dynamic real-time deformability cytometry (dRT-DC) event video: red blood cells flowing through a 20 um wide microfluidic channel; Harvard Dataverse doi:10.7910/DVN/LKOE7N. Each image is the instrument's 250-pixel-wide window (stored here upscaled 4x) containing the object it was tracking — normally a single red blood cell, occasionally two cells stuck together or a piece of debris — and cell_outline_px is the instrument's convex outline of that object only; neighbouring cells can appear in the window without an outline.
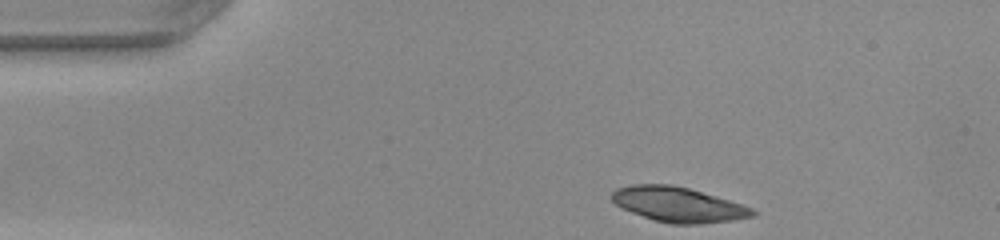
{"species": "common noctule bat (a hibernating species)", "species_latin": "Nyctalus noctula", "temperature_condition": "warm", "stored_images_in_passage": 33, "camera_frame_rate_fps": 3000, "um_per_image_px": 0.085, "animal": {"sex": "female", "body_mass_g": 22.0, "forearm_length_mm": 56.7}, "frame": {"image": 1, "passage_image": 1, "time_ms": 0.0, "image_size_px": [1000, 240], "cell_outline_px": [[756, 216], [732, 220], [700, 224], [668, 224], [652, 220], [632, 212], [616, 204], [612, 200], [612, 192], [616, 188], [632, 184], [672, 184], [688, 188], [716, 196], [752, 208], [756, 212]], "centroid_in_image_um": [57.63, 17.39], "position_along_channel_um": 27.4, "area_um2": 28.55}}